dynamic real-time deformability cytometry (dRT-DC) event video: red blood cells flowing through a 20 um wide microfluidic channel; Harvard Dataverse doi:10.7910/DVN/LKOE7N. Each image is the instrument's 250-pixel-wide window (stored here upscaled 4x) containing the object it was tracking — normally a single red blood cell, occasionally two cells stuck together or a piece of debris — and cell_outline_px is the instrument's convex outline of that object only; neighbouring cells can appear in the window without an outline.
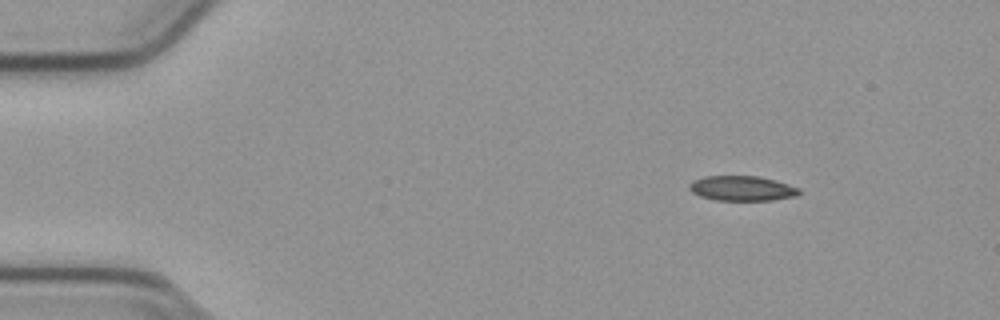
{"species": "common noctule bat (a hibernating species)", "species_latin": "Nyctalus noctula", "temperature_condition": "cold", "stored_images_in_passage": 48, "camera_frame_rate_fps": 3000, "um_per_image_px": 0.085, "animal": {"sex": "male", "body_mass_g": 23.1, "forearm_length_mm": 52.7}, "frame": {"image": 1, "passage_image": 1, "time_ms": 0.0, "image_size_px": [1000, 320], "cell_outline_px": [[800, 192], [796, 196], [772, 200], [716, 200], [700, 196], [692, 192], [688, 188], [688, 184], [692, 180], [704, 176], [756, 176], [776, 180], [800, 188]], "centroid_in_image_um": [63.05, 16.0], "position_along_channel_um": 22.0, "area_um2": 16.01}}
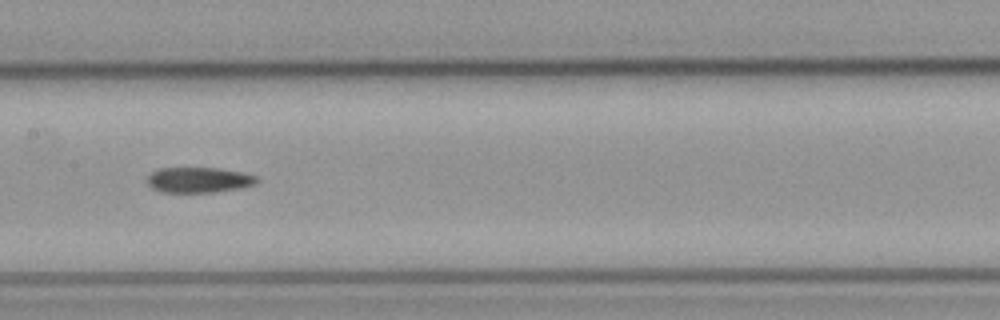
{"frame": {"image": 2, "passage_image": 21, "time_ms": 6.667, "image_size_px": [1000, 320], "cell_outline_px": [[260, 180], [256, 184], [240, 188], [212, 192], [160, 192], [152, 188], [148, 184], [148, 176], [152, 172], [160, 168], [220, 168], [240, 172], [256, 176]], "centroid_in_image_um": [16.91, 15.29], "position_along_channel_um": 190.5, "area_um2": 16.18}}
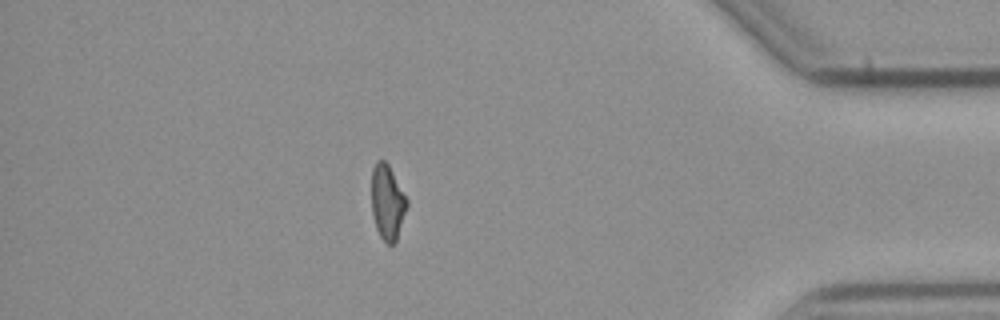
{"frame": {"image": 3, "passage_image": 41, "time_ms": 13.333, "image_size_px": [1000, 320], "cell_outline_px": [[408, 204], [396, 240], [392, 244], [388, 244], [380, 236], [376, 228], [372, 212], [372, 168], [376, 160], [384, 160], [388, 164], [408, 200]], "centroid_in_image_um": [32.92, 17.16], "position_along_channel_um": 402.3, "area_um2": 15.26}, "authors_computed_cell_mechanics": {"area_um2": 16.473, "velocity_mm_per_s": 3.798, "shape_relaxation_time_tau1_ms": 7.8767, "shape_relaxation_time_tau2_ms": 4.6134, "deformation_change_tau1": 0.1729, "deformation_change_tau2": 0.106}}